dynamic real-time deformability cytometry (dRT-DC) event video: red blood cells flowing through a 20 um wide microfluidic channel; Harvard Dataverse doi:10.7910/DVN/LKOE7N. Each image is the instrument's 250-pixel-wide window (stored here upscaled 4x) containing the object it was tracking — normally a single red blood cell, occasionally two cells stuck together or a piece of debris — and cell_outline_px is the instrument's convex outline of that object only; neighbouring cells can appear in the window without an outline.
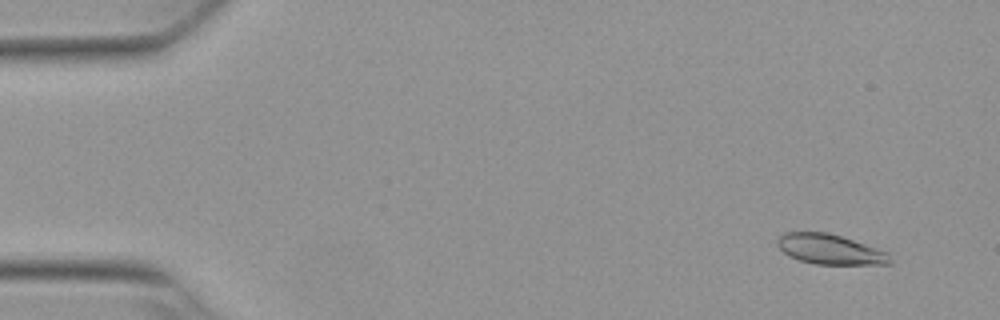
{"species": "Egyptian fruit bat (a non-hibernating species)", "species_latin": "Rousettus aegyptiacus", "temperature_condition": "warm", "stored_images_in_passage": 39, "camera_frame_rate_fps": 3000, "um_per_image_px": 0.085, "animal": {"sex": "female"}, "frame": {"image": 1, "passage_image": 4, "time_ms": 1.0, "image_size_px": [1000, 320], "cell_outline_px": [[892, 264], [816, 264], [800, 260], [788, 256], [776, 244], [776, 240], [784, 232], [828, 232], [888, 252], [892, 260]], "centroid_in_image_um": [70.54, 21.19], "position_along_channel_um": 14.5, "area_um2": 19.59}}
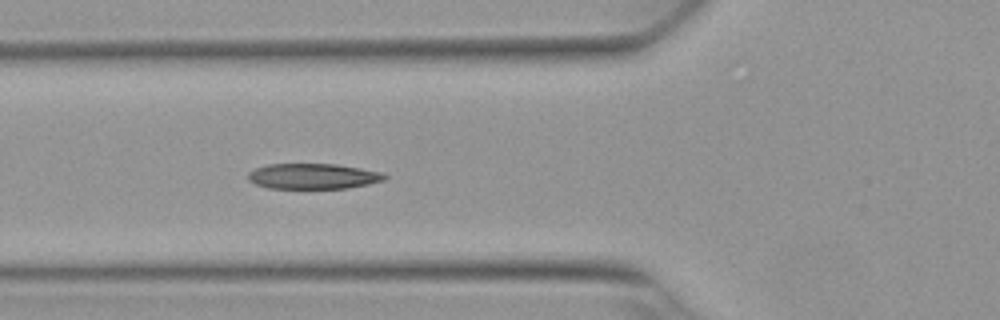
{"frame": {"image": 2, "passage_image": 20, "time_ms": 6.333, "image_size_px": [1000, 320], "cell_outline_px": [[388, 176], [384, 180], [368, 184], [348, 188], [268, 188], [256, 184], [248, 180], [248, 172], [256, 168], [268, 164], [336, 164], [384, 172]], "centroid_in_image_um": [26.63, 14.98], "position_along_channel_um": 99.2, "area_um2": 20.29}}
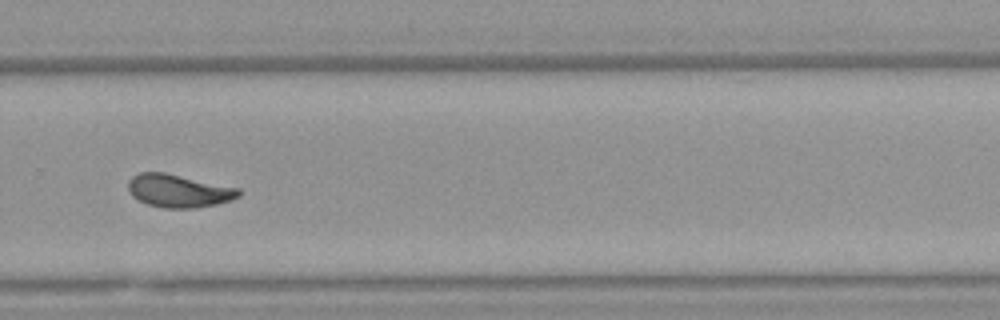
{"frame": {"image": 3, "passage_image": 37, "time_ms": 12.0, "image_size_px": [1000, 320], "cell_outline_px": [[244, 192], [240, 196], [232, 200], [216, 204], [196, 208], [164, 208], [148, 204], [132, 196], [128, 188], [128, 180], [132, 176], [140, 172], [164, 172], [240, 188]], "centroid_in_image_um": [15.22, 16.22], "position_along_channel_um": 314.6, "area_um2": 21.39}}